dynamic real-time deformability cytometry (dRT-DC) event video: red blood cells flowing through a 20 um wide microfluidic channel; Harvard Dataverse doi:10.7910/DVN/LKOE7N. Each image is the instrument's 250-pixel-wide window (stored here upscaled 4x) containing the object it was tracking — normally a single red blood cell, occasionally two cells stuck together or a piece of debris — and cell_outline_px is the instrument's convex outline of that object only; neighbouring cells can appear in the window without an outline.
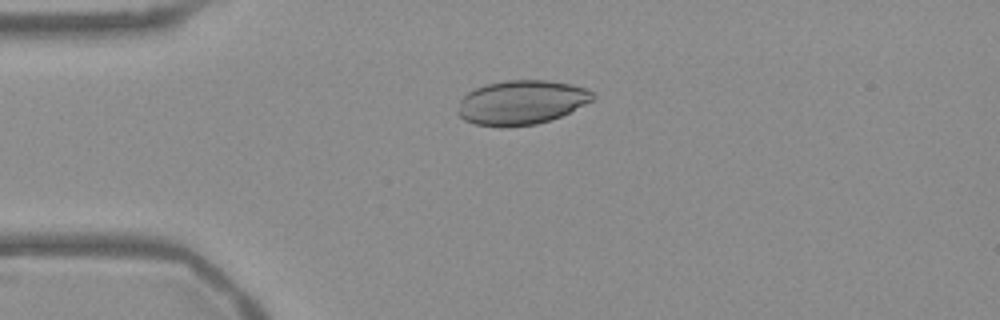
{"species": "Egyptian fruit bat (a non-hibernating species)", "species_latin": "Rousettus aegyptiacus", "temperature_condition": "warm", "stored_images_in_passage": 45, "camera_frame_rate_fps": 3000, "um_per_image_px": 0.085, "frame": {"image": 1, "passage_image": 4, "time_ms": 1.0, "image_size_px": [1000, 320], "cell_outline_px": [[596, 96], [592, 100], [560, 116], [536, 124], [508, 128], [476, 124], [464, 120], [456, 112], [460, 100], [468, 92], [484, 84], [508, 80], [548, 80], [572, 84], [588, 88]], "centroid_in_image_um": [44.3, 8.7], "position_along_channel_um": 40.7, "area_um2": 34.91}}
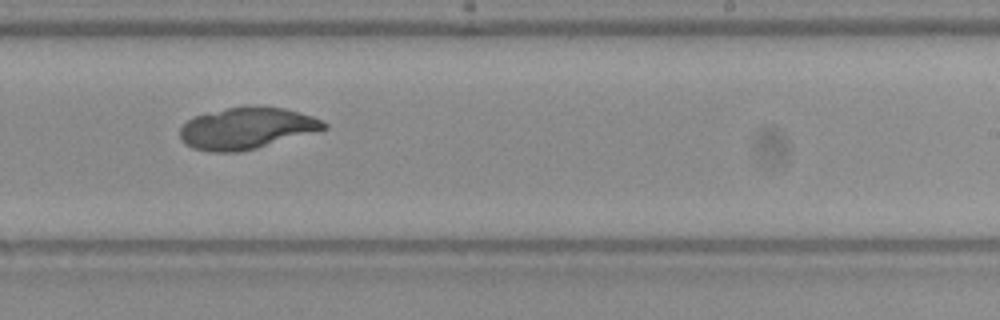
{"frame": {"image": 2, "passage_image": 24, "time_ms": 7.667, "image_size_px": [1000, 320], "cell_outline_px": [[328, 128], [256, 148], [240, 152], [208, 152], [192, 148], [184, 144], [180, 140], [180, 128], [192, 116], [228, 108], [252, 104], [256, 104], [284, 108], [300, 112], [312, 116], [328, 124]], "centroid_in_image_um": [20.93, 10.89], "position_along_channel_um": 268.1, "area_um2": 35.14}}
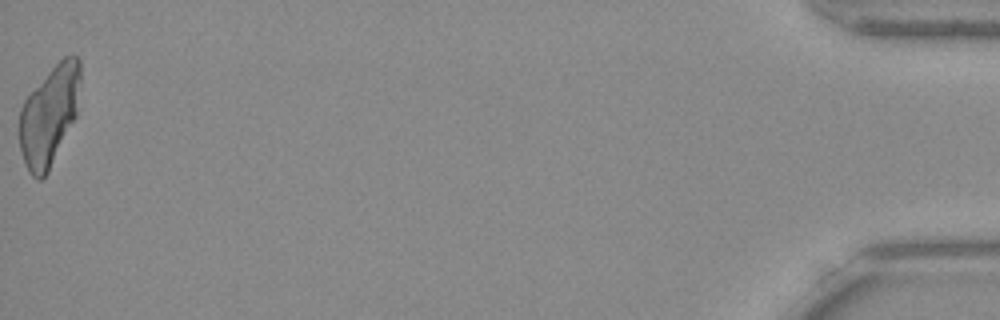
{"frame": {"image": 3, "passage_image": 45, "time_ms": 14.667, "image_size_px": [1000, 320], "cell_outline_px": [[80, 80], [76, 116], [48, 172], [40, 180], [36, 180], [28, 172], [20, 148], [20, 108], [24, 100], [48, 72], [64, 56], [72, 52], [80, 60]], "centroid_in_image_um": [4.19, 9.81], "position_along_channel_um": 431.0, "area_um2": 35.08}}